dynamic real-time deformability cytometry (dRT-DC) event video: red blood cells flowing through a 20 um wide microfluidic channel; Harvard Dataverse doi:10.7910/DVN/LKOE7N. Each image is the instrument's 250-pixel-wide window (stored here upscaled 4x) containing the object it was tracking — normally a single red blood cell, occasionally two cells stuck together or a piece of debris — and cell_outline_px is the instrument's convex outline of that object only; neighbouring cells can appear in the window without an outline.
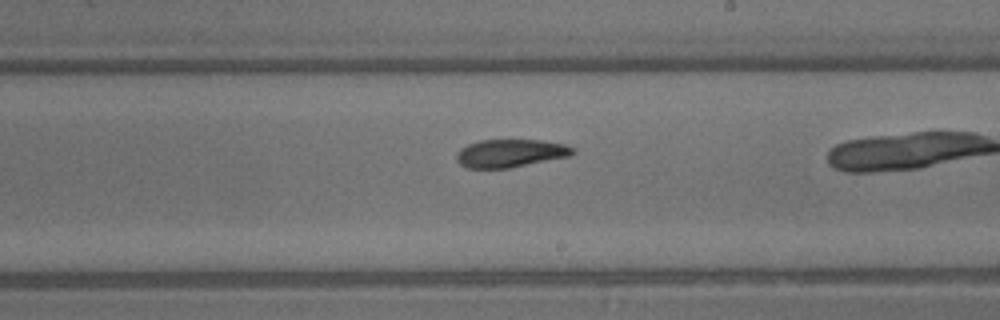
{"species": "common noctule bat (a hibernating species)", "species_latin": "Nyctalus noctula", "temperature_condition": "warm", "stored_images_in_passage": 28, "camera_frame_rate_fps": 3000, "um_per_image_px": 0.085, "animal": {"sex": "male", "body_mass_g": 13.3}, "frame": {"image": 1, "passage_image": 20, "time_ms": 6.333, "image_size_px": [1000, 320], "cell_outline_px": [[576, 152], [572, 156], [508, 168], [468, 168], [460, 164], [456, 160], [456, 152], [460, 148], [468, 144], [480, 140], [540, 140], [564, 144], [572, 148]], "centroid_in_image_um": [43.37, 13.02], "position_along_channel_um": 245.6, "area_um2": 19.02}}